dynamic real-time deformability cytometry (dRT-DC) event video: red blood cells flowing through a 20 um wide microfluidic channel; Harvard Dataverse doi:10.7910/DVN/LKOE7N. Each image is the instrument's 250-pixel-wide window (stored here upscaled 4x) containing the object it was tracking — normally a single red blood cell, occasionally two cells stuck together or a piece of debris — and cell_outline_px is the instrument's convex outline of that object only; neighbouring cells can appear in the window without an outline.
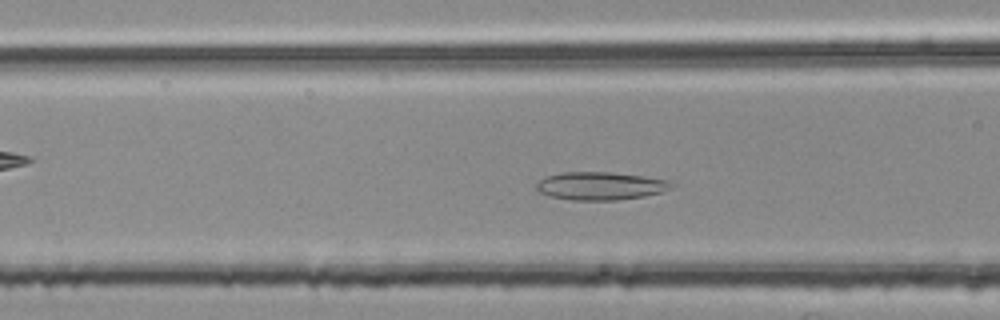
{"species": "common noctule bat (a hibernating species)", "species_latin": "Nyctalus noctula", "temperature_condition": "room temperature", "stored_images_in_passage": 43, "camera_frame_rate_fps": 3000, "um_per_image_px": 0.085, "animal": {"sex": "female", "body_mass_g": 25.1}, "frame": {"image": 1, "passage_image": 17, "time_ms": 5.333, "image_size_px": [1000, 320], "cell_outline_px": [[676, 184], [672, 188], [660, 192], [644, 196], [616, 200], [572, 200], [552, 196], [540, 192], [536, 188], [536, 184], [540, 180], [548, 176], [564, 172], [612, 172], [644, 176], [672, 180]], "centroid_in_image_um": [51.11, 15.79], "position_along_channel_um": 115.5, "area_um2": 22.02}}
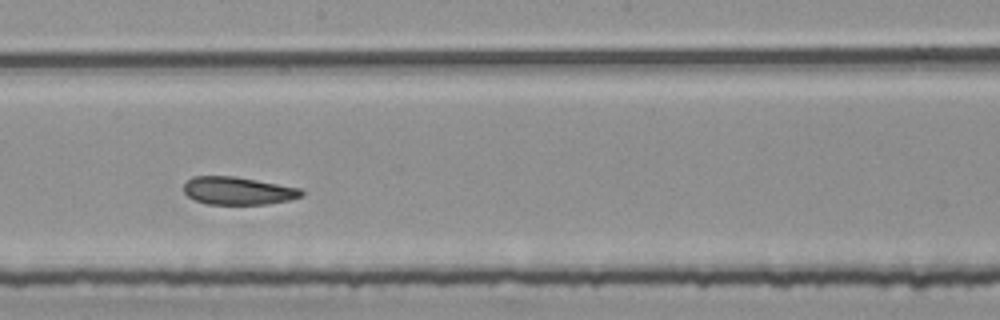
{"frame": {"image": 2, "passage_image": 26, "time_ms": 8.333, "image_size_px": [1000, 320], "cell_outline_px": [[304, 196], [288, 200], [268, 204], [204, 204], [188, 196], [184, 192], [184, 184], [192, 176], [232, 176], [256, 180], [300, 188], [304, 192]], "centroid_in_image_um": [20.23, 16.22], "position_along_channel_um": 228.0, "area_um2": 19.02}}
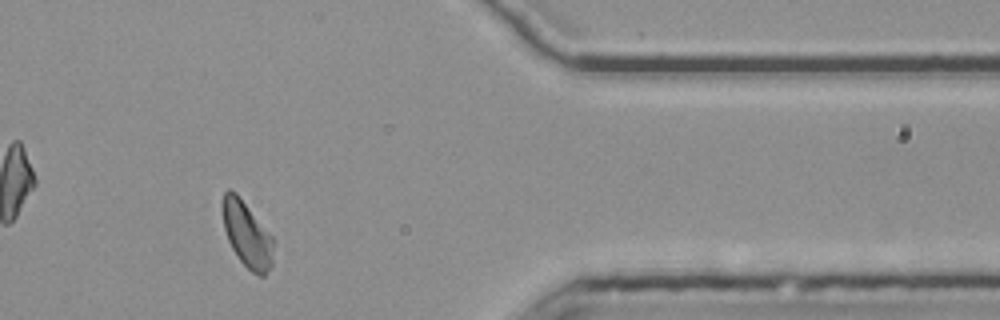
{"frame": {"image": 3, "passage_image": 41, "time_ms": 13.333, "image_size_px": [1000, 320], "cell_outline_px": [[272, 268], [264, 276], [260, 276], [252, 272], [240, 260], [232, 248], [228, 240], [224, 228], [220, 208], [220, 204], [224, 192], [228, 188], [236, 192], [272, 236]], "centroid_in_image_um": [20.95, 19.89], "position_along_channel_um": 390.5, "area_um2": 19.54}, "authors_computed_cell_mechanics": {"area_um2": 20.1144, "velocity_mm_per_s": 3.7576, "shape_relaxation_time_tau1_ms": null, "shape_relaxation_time_tau2_ms": 6.3834, "deformation_change_tau1": null, "deformation_change_tau2": 0.129}}